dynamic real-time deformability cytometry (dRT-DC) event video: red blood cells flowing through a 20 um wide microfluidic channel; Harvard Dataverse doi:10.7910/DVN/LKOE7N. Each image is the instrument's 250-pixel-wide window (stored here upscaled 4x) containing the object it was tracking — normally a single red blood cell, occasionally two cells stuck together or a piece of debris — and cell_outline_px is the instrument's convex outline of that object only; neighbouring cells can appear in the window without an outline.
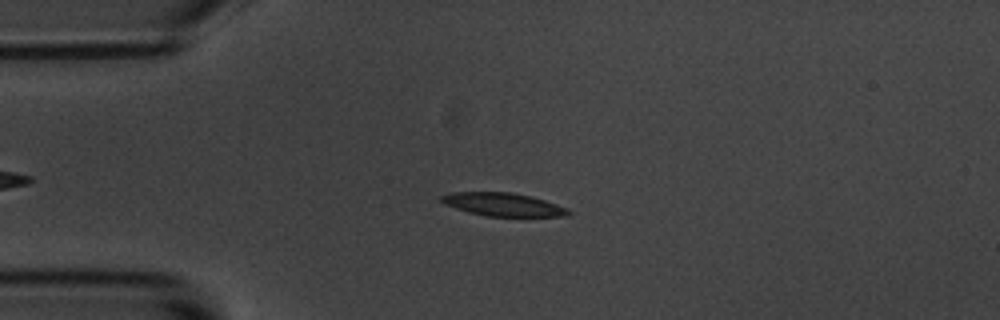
{"species": "common noctule bat (a hibernating species)", "species_latin": "Nyctalus noctula", "temperature_condition": "room temperature", "stored_images_in_passage": 47, "camera_frame_rate_fps": 3000, "um_per_image_px": 0.085, "animal": {"sex": "male", "body_mass_g": 20.1, "forearm_length_mm": 53.5}, "frame": {"image": 1, "passage_image": 10, "time_ms": 3.0, "image_size_px": [1000, 320], "cell_outline_px": [[572, 212], [568, 216], [484, 216], [468, 212], [444, 204], [440, 200], [440, 196], [452, 192], [512, 192], [532, 196], [568, 208]], "centroid_in_image_um": [42.76, 17.38], "position_along_channel_um": 42.2, "area_um2": 17.22}}
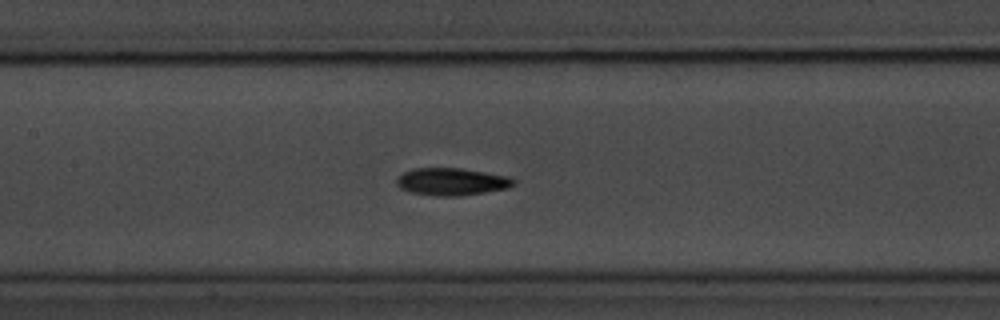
{"frame": {"image": 2, "passage_image": 22, "time_ms": 7.0, "image_size_px": [1000, 320], "cell_outline_px": [[516, 184], [508, 188], [484, 192], [456, 196], [436, 196], [408, 192], [400, 188], [396, 184], [396, 180], [404, 172], [416, 168], [460, 168], [508, 176], [516, 180]], "centroid_in_image_um": [38.39, 15.44], "position_along_channel_um": 169.0, "area_um2": 18.61}}
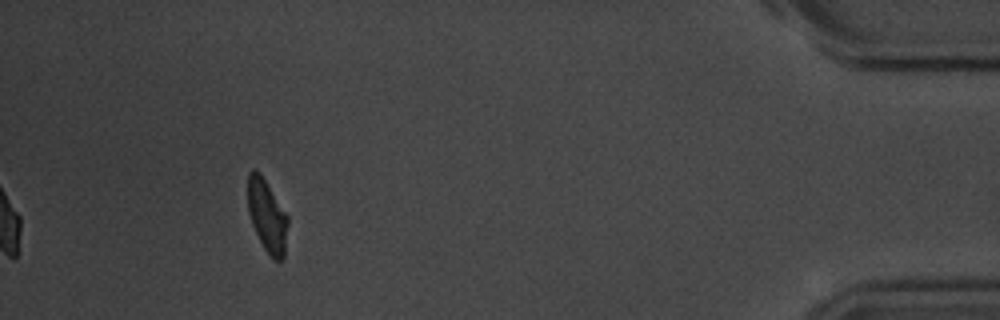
{"frame": {"image": 3, "passage_image": 47, "time_ms": 15.333, "image_size_px": [1000, 320], "cell_outline_px": [[288, 224], [284, 256], [280, 260], [272, 260], [264, 248], [252, 224], [248, 212], [248, 172], [252, 168], [260, 172], [288, 216]], "centroid_in_image_um": [22.7, 18.34], "position_along_channel_um": 412.5, "area_um2": 16.88}, "authors_computed_cell_mechanics": {"area_um2": 17.7446, "velocity_mm_per_s": 3.6706, "shape_relaxation_time_tau1_ms": 3.5581, "shape_relaxation_time_tau2_ms": 10.4578, "deformation_change_tau1": 0.1375, "deformation_change_tau2": 0.1715}}